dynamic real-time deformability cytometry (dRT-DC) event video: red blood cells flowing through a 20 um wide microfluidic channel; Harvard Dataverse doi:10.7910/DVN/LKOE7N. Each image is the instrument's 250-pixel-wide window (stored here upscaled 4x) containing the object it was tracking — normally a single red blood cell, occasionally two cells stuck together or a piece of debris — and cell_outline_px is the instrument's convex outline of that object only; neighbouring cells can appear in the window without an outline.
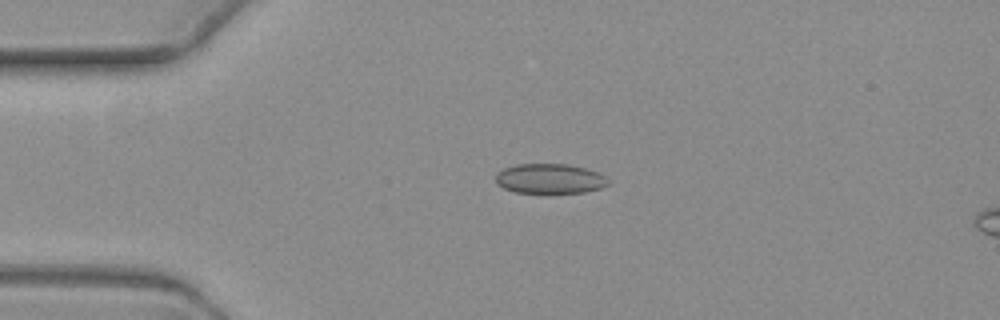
{"species": "common noctule bat (a hibernating species)", "species_latin": "Nyctalus noctula", "temperature_condition": "warm", "stored_images_in_passage": 5, "camera_frame_rate_fps": 3000, "um_per_image_px": 0.085, "animal": {"sex": "female", "body_mass_g": 19.3, "forearm_length_mm": 54.1}, "frame": {"image": 1, "passage_image": 3, "time_ms": 2.333, "image_size_px": [1000, 320], "cell_outline_px": [[608, 184], [600, 188], [584, 192], [548, 196], [516, 192], [504, 188], [496, 184], [496, 172], [504, 168], [516, 164], [568, 164], [584, 168], [596, 172], [604, 176], [608, 180]], "centroid_in_image_um": [46.69, 15.23], "position_along_channel_um": 38.3, "area_um2": 20.29}}